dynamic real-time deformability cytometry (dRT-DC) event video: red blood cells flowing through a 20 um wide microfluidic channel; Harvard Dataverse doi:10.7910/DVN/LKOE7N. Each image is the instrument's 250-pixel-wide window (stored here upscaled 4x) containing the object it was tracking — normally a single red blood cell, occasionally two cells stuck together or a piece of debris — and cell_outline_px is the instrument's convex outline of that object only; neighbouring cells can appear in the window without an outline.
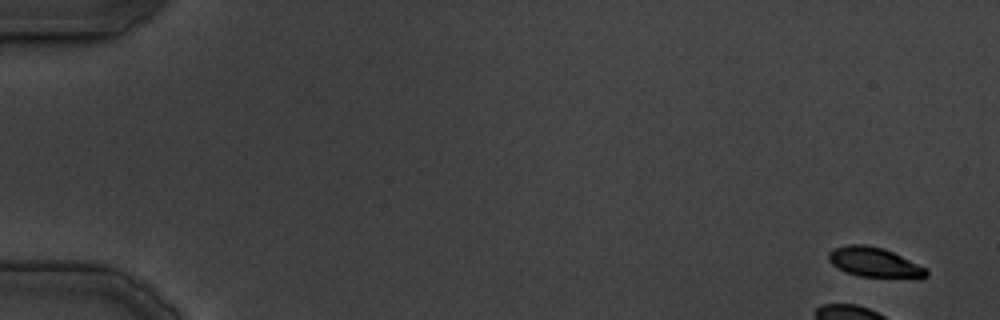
{"species": "common noctule bat (a hibernating species)", "species_latin": "Nyctalus noctula", "temperature_condition": "cold", "stored_images_in_passage": 23, "camera_frame_rate_fps": 3000, "um_per_image_px": 0.085, "animal": {"sex": "male", "body_mass_g": 19.5, "forearm_length_mm": 54.6}, "frame": {"image": 1, "passage_image": 2, "time_ms": 1.0, "image_size_px": [1000, 320], "cell_outline_px": [[928, 276], [920, 280], [916, 280], [860, 276], [844, 272], [832, 264], [828, 260], [828, 252], [832, 248], [848, 244], [864, 244], [884, 248], [928, 268]], "centroid_in_image_um": [74.39, 22.33], "position_along_channel_um": 10.6, "area_um2": 17.69}}